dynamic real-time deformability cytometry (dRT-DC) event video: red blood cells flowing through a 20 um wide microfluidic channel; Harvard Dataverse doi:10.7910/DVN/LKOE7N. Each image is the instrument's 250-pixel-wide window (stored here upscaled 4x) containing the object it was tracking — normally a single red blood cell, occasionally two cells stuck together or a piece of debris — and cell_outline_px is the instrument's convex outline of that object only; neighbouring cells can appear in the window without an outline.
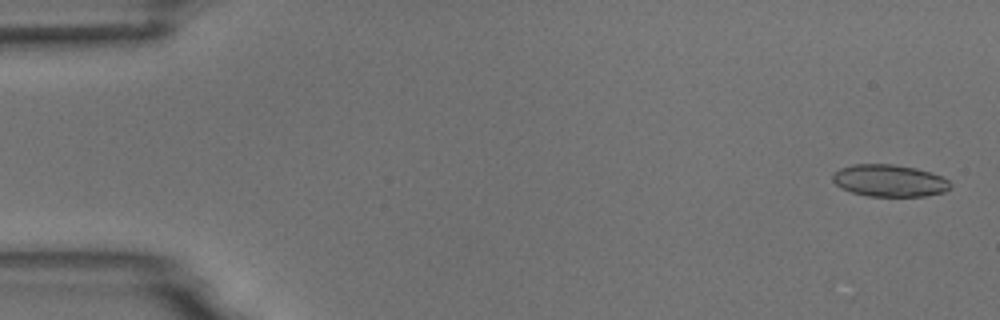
{"species": "common noctule bat (a hibernating species)", "species_latin": "Nyctalus noctula", "temperature_condition": "room temperature", "stored_images_in_passage": 6, "camera_frame_rate_fps": 3000, "um_per_image_px": 0.085, "animal": {"sex": "male", "body_mass_g": 18.8}, "frame": {"image": 1, "passage_image": 1, "time_ms": 0.0, "image_size_px": [1000, 320], "cell_outline_px": [[952, 188], [944, 192], [924, 196], [868, 196], [852, 192], [836, 184], [832, 180], [832, 176], [840, 168], [852, 164], [892, 164], [916, 168], [932, 172], [948, 180], [952, 184]], "centroid_in_image_um": [75.64, 15.35], "position_along_channel_um": 9.4, "area_um2": 21.96}}